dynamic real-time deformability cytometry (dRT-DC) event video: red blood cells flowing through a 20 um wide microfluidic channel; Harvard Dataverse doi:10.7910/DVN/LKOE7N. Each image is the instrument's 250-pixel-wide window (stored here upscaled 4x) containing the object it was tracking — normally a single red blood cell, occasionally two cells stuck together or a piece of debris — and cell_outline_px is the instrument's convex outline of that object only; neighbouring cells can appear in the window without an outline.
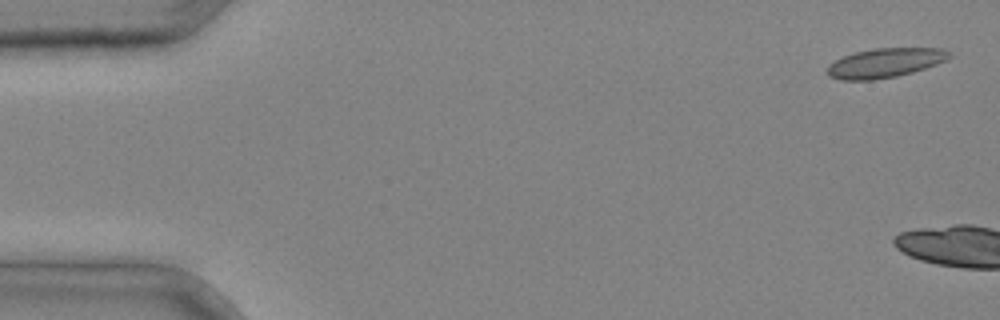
{"species": "common noctule bat (a hibernating species)", "species_latin": "Nyctalus noctula", "temperature_condition": "cold", "stored_images_in_passage": 6, "camera_frame_rate_fps": 3000, "um_per_image_px": 0.085, "animal": {"sex": "male", "body_mass_g": 20.4}, "frame": {"image": 1, "passage_image": 1, "time_ms": 0.0, "image_size_px": [1000, 320], "cell_outline_px": [[952, 56], [936, 64], [912, 72], [896, 76], [872, 80], [840, 80], [828, 76], [828, 64], [844, 56], [856, 52], [872, 48], [944, 48]], "centroid_in_image_um": [75.2, 5.34], "position_along_channel_um": 9.8, "area_um2": 20.69}}